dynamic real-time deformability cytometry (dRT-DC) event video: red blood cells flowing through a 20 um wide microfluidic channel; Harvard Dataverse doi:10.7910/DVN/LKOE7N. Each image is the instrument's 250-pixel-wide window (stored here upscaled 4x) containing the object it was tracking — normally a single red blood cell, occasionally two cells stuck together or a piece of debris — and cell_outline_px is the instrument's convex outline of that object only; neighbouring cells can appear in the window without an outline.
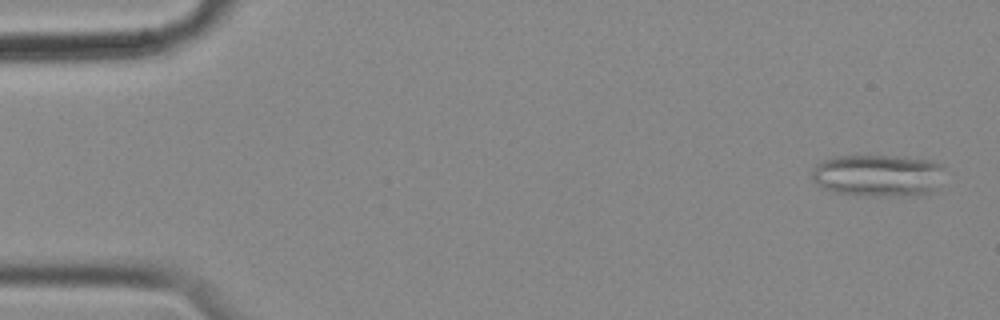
{"species": "common noctule bat (a hibernating species)", "species_latin": "Nyctalus noctula", "temperature_condition": "cold", "stored_images_in_passage": 56, "camera_frame_rate_fps": 3000, "um_per_image_px": 0.085, "animal": {"sex": "female", "body_mass_g": 18.4}, "frame": {"image": 1, "passage_image": 2, "time_ms": 0.333, "image_size_px": [1000, 320], "cell_outline_px": [[944, 164], [932, 192], [904, 196], [876, 196], [836, 192], [824, 188], [812, 180], [812, 172], [816, 164], [832, 156], [904, 156], [928, 160]], "centroid_in_image_um": [74.59, 14.89], "position_along_channel_um": 10.4, "area_um2": 32.19}}
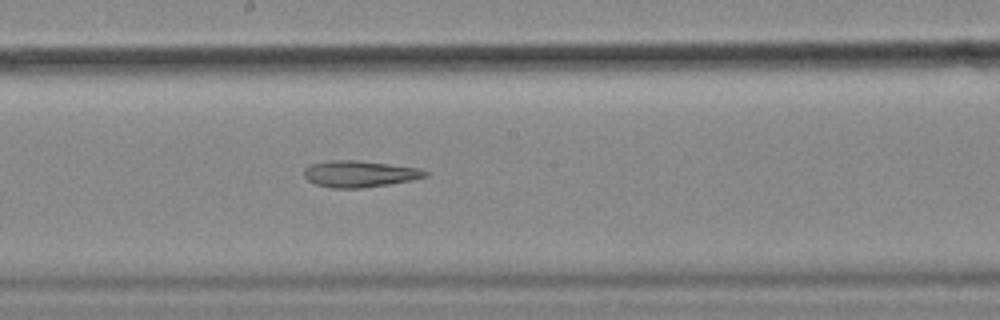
{"frame": {"image": 2, "passage_image": 30, "time_ms": 9.667, "image_size_px": [1000, 320], "cell_outline_px": [[428, 176], [412, 180], [388, 184], [360, 188], [332, 188], [316, 184], [308, 180], [304, 176], [304, 168], [312, 164], [332, 160], [356, 160], [420, 168], [428, 172]], "centroid_in_image_um": [30.57, 14.78], "position_along_channel_um": 217.6, "area_um2": 18.55}}
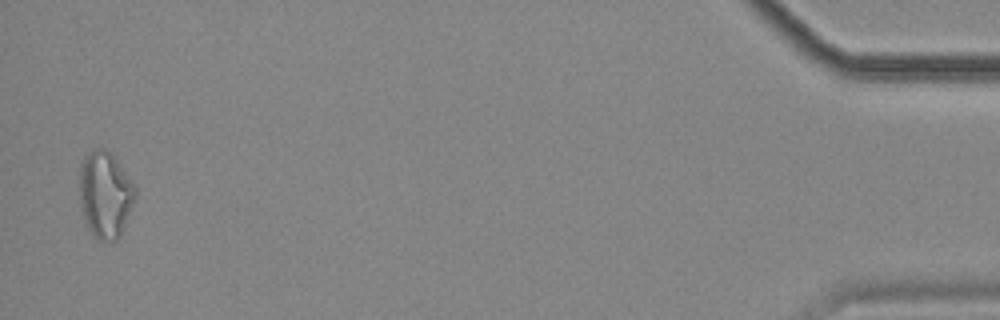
{"frame": {"image": 3, "passage_image": 55, "time_ms": 18.0, "image_size_px": [1000, 320], "cell_outline_px": [[136, 200], [120, 236], [116, 240], [104, 244], [92, 236], [84, 224], [80, 208], [80, 164], [84, 156], [88, 152], [96, 148], [104, 148], [116, 160], [136, 188]], "centroid_in_image_um": [8.92, 16.62], "position_along_channel_um": 426.3, "area_um2": 28.61}}